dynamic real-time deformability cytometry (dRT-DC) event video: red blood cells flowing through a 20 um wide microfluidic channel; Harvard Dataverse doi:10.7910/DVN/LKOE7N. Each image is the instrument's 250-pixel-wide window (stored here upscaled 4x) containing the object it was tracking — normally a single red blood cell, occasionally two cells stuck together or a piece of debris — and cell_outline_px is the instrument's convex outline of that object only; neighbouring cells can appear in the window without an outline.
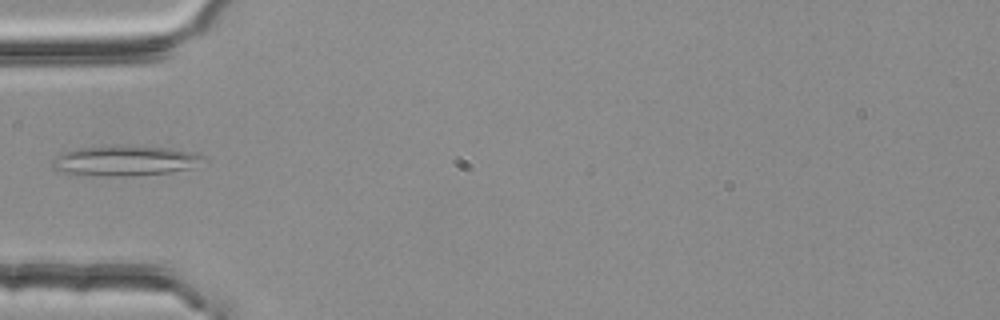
{"species": "common noctule bat (a hibernating species)", "species_latin": "Nyctalus noctula", "temperature_condition": "room temperature", "stored_images_in_passage": 5, "camera_frame_rate_fps": 3000, "um_per_image_px": 0.085, "animal": {"sex": "female", "body_mass_g": 25.1}, "frame": {"image": 1, "passage_image": 5, "time_ms": 1.333, "image_size_px": [1000, 320], "cell_outline_px": [[208, 160], [192, 168], [168, 172], [128, 176], [104, 176], [68, 172], [52, 168], [52, 160], [56, 156], [64, 152], [76, 148], [168, 148], [192, 152], [208, 156]], "centroid_in_image_um": [10.71, 13.69], "position_along_channel_um": 74.3, "area_um2": 25.49}}